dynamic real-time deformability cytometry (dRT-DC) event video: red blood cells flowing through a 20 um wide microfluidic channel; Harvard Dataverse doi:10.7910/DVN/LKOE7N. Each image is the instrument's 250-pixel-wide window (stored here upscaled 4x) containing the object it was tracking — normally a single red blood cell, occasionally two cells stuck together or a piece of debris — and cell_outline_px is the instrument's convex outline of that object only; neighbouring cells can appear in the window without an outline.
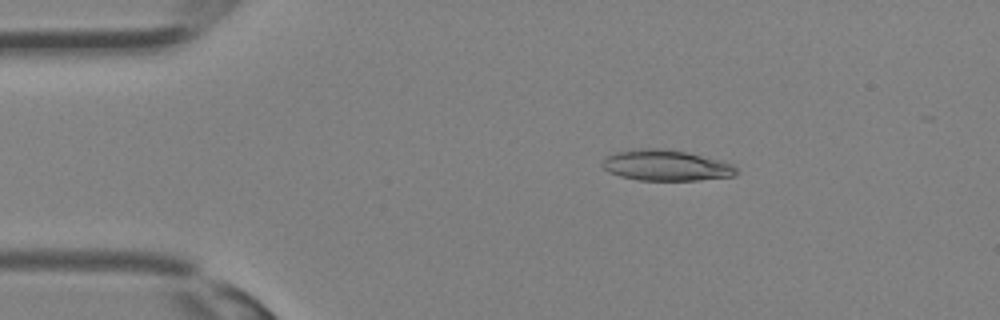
{"species": "Egyptian fruit bat (a non-hibernating species)", "species_latin": "Rousettus aegyptiacus", "temperature_condition": "room temperature", "stored_images_in_passage": 22, "camera_frame_rate_fps": 3000, "um_per_image_px": 0.085, "animal": {"sex": "female"}, "frame": {"image": 1, "passage_image": 1, "time_ms": 0.0, "image_size_px": [1000, 320], "cell_outline_px": [[736, 172], [732, 176], [700, 180], [640, 180], [620, 176], [608, 172], [600, 164], [608, 156], [616, 152], [640, 148], [664, 148], [684, 152], [732, 164], [736, 168]], "centroid_in_image_um": [56.55, 14.06], "position_along_channel_um": 28.4, "area_um2": 23.64}}
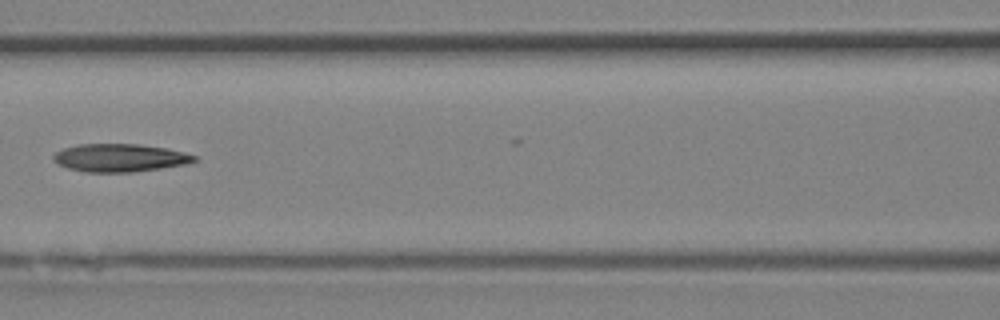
{"frame": {"image": 2, "passage_image": 10, "time_ms": 3.0, "image_size_px": [1000, 320], "cell_outline_px": [[196, 160], [184, 164], [160, 168], [132, 172], [84, 172], [68, 168], [52, 160], [52, 156], [56, 152], [64, 148], [76, 144], [140, 144], [168, 148], [184, 152], [196, 156]], "centroid_in_image_um": [10.16, 13.4], "position_along_channel_um": 156.4, "area_um2": 22.89}}
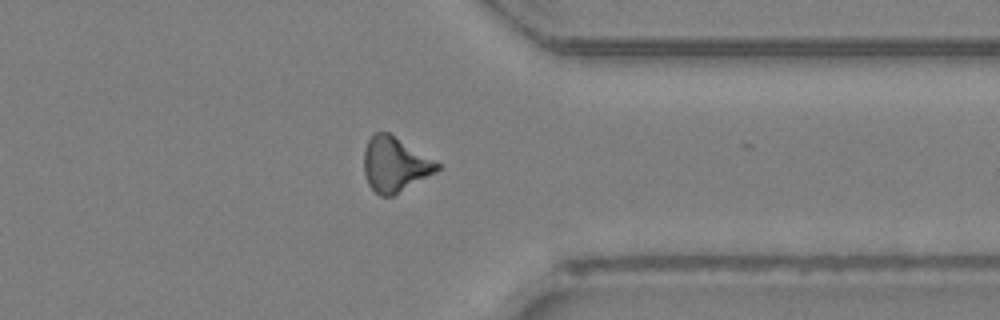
{"frame": {"image": 3, "passage_image": 21, "time_ms": 6.667, "image_size_px": [1000, 320], "cell_outline_px": [[440, 168], [436, 172], [392, 196], [380, 196], [368, 184], [364, 172], [364, 148], [372, 132], [388, 132], [440, 164]], "centroid_in_image_um": [33.53, 13.97], "position_along_channel_um": 377.9, "area_um2": 23.06}}